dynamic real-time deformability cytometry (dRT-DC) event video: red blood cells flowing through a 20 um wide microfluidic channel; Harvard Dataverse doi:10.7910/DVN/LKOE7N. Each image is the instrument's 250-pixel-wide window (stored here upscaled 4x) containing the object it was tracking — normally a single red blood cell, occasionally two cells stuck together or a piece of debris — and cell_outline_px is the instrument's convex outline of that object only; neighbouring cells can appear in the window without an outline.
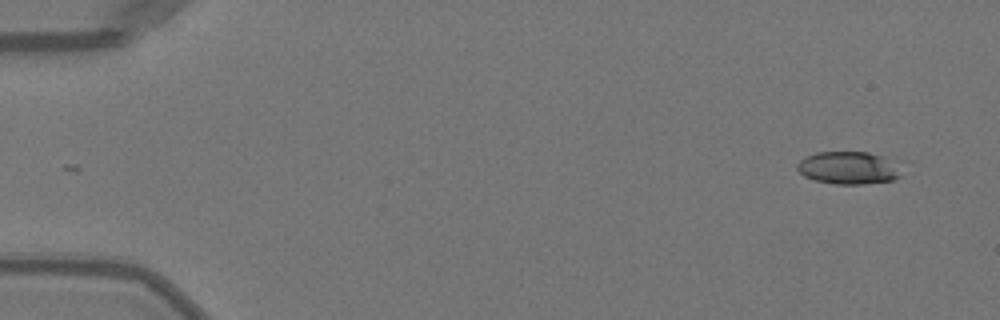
{"species": "Egyptian fruit bat (a non-hibernating species)", "species_latin": "Rousettus aegyptiacus", "temperature_condition": "warm", "stored_images_in_passage": 48, "camera_frame_rate_fps": 3000, "um_per_image_px": 0.085, "animal": {"sex": "female"}, "frame": {"image": 1, "passage_image": 1, "time_ms": 0.0, "image_size_px": [1000, 320], "cell_outline_px": [[900, 176], [892, 180], [864, 184], [836, 184], [816, 180], [804, 176], [796, 168], [796, 164], [804, 156], [816, 152], [868, 152], [880, 156]], "centroid_in_image_um": [71.92, 14.27], "position_along_channel_um": 13.1, "area_um2": 18.96}}
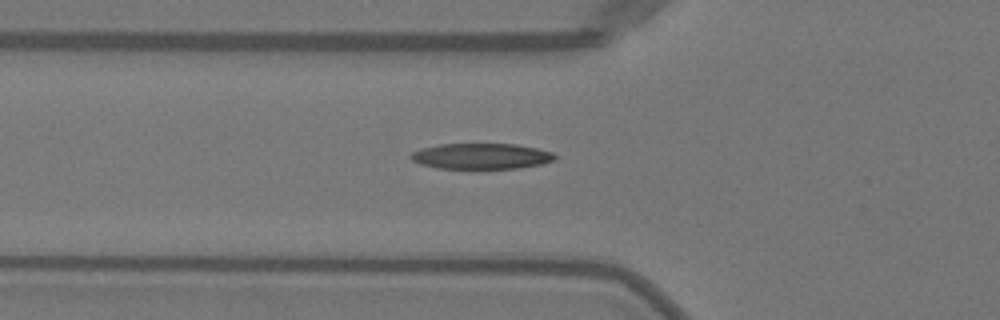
{"frame": {"image": 2, "passage_image": 16, "time_ms": 5.0, "image_size_px": [1000, 320], "cell_outline_px": [[560, 156], [556, 160], [540, 164], [520, 168], [436, 168], [420, 164], [412, 160], [408, 156], [412, 152], [420, 148], [440, 144], [516, 144], [536, 148], [552, 152]], "centroid_in_image_um": [40.92, 13.27], "position_along_channel_um": 84.9, "area_um2": 21.73}}
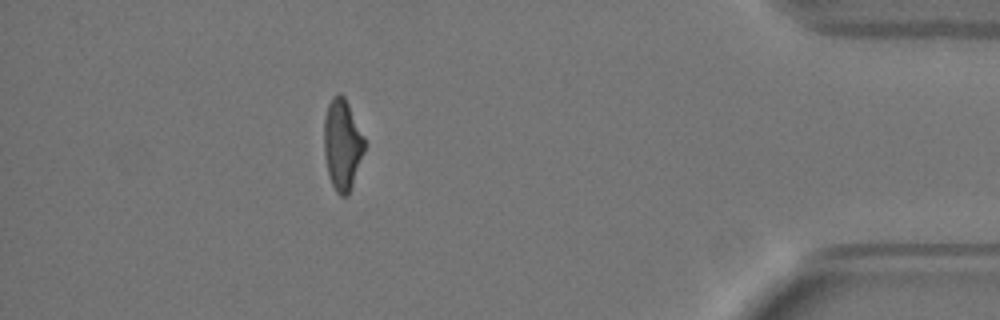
{"frame": {"image": 3, "passage_image": 43, "time_ms": 14.0, "image_size_px": [1000, 320], "cell_outline_px": [[364, 152], [348, 196], [340, 196], [336, 192], [332, 184], [328, 172], [324, 156], [324, 120], [328, 104], [332, 96], [336, 92], [340, 92], [344, 96], [364, 136]], "centroid_in_image_um": [29.08, 12.26], "position_along_channel_um": 406.1, "area_um2": 21.39}, "authors_computed_cell_mechanics": {"area_um2": 21.7039, "velocity_mm_per_s": 4.0624, "shape_relaxation_time_tau1_ms": 4.1962, "shape_relaxation_time_tau2_ms": 1.6958, "deformation_change_tau1": 0.2043, "deformation_change_tau2": 0.0963}}